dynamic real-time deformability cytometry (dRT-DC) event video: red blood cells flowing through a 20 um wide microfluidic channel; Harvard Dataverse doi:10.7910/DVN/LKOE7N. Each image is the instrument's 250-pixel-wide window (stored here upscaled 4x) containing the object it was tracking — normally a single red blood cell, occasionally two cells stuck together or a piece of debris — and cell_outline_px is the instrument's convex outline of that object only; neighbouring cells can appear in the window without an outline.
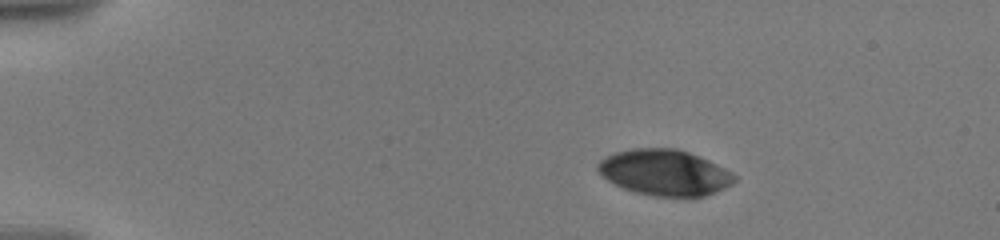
{"species": "human", "species_latin": "Homo sapiens", "temperature_condition": "warm", "stored_images_in_passage": 10, "camera_frame_rate_fps": 3000, "um_per_image_px": 0.085, "donor": {"sex": "male"}, "frame": {"image": 1, "passage_image": 1, "time_ms": 0.0, "image_size_px": [1000, 240], "cell_outline_px": [[736, 180], [732, 184], [724, 188], [704, 196], [656, 196], [636, 192], [624, 188], [608, 180], [596, 168], [596, 164], [604, 156], [616, 152], [632, 148], [676, 148], [688, 152], [708, 160], [732, 172], [736, 176]], "centroid_in_image_um": [56.48, 14.65], "position_along_channel_um": 28.5, "area_um2": 36.24}}
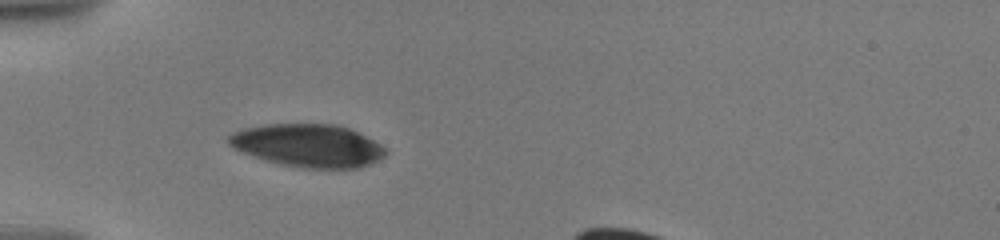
{"frame": {"image": 2, "passage_image": 9, "time_ms": 3.0, "image_size_px": [1000, 240], "cell_outline_px": [[388, 152], [384, 156], [368, 164], [356, 168], [304, 168], [280, 164], [252, 156], [228, 144], [228, 136], [232, 132], [244, 128], [264, 124], [336, 124], [348, 128], [380, 144]], "centroid_in_image_um": [26.15, 12.36], "position_along_channel_um": 58.8, "area_um2": 38.84}}